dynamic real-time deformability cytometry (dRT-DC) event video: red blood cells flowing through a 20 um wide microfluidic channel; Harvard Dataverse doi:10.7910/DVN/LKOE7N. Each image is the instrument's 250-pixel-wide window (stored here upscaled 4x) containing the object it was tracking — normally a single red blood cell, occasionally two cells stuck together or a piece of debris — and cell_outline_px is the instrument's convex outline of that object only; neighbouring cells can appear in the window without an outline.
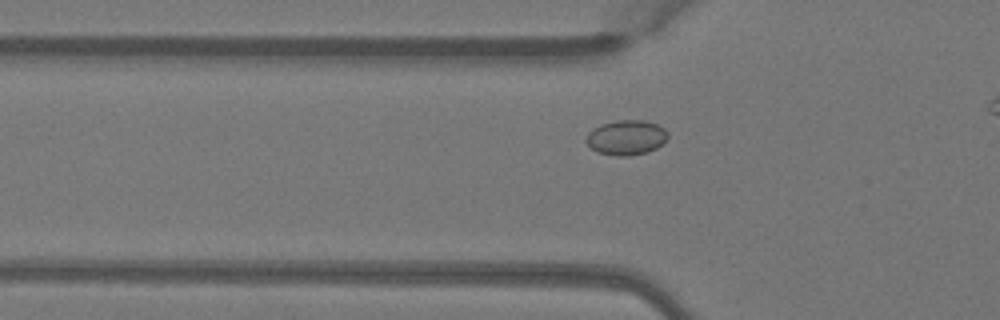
{"species": "Egyptian fruit bat (a non-hibernating species)", "species_latin": "Rousettus aegyptiacus", "temperature_condition": "warm", "stored_images_in_passage": 36, "camera_frame_rate_fps": 3000, "um_per_image_px": 0.085, "animal": {"sex": "female"}, "frame": {"image": 1, "passage_image": 11, "time_ms": 3.333, "image_size_px": [1000, 320], "cell_outline_px": [[668, 136], [656, 148], [648, 152], [628, 156], [616, 156], [596, 152], [584, 140], [588, 132], [592, 128], [600, 124], [616, 120], [644, 120], [656, 124], [664, 128], [668, 132]], "centroid_in_image_um": [53.19, 11.68], "position_along_channel_um": 72.6, "area_um2": 16.7}}
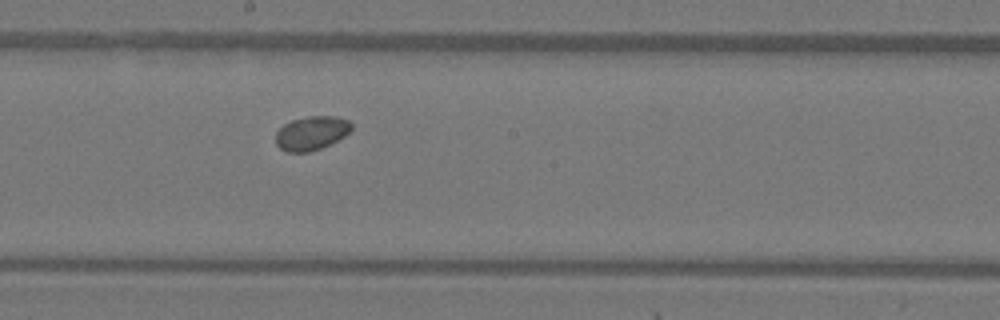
{"frame": {"image": 2, "passage_image": 22, "time_ms": 7.0, "image_size_px": [1000, 320], "cell_outline_px": [[352, 128], [344, 136], [320, 148], [308, 152], [288, 152], [280, 148], [276, 144], [276, 132], [284, 124], [292, 120], [308, 116], [336, 116], [348, 120], [352, 124]], "centroid_in_image_um": [26.46, 11.3], "position_along_channel_um": 221.7, "area_um2": 14.8}}
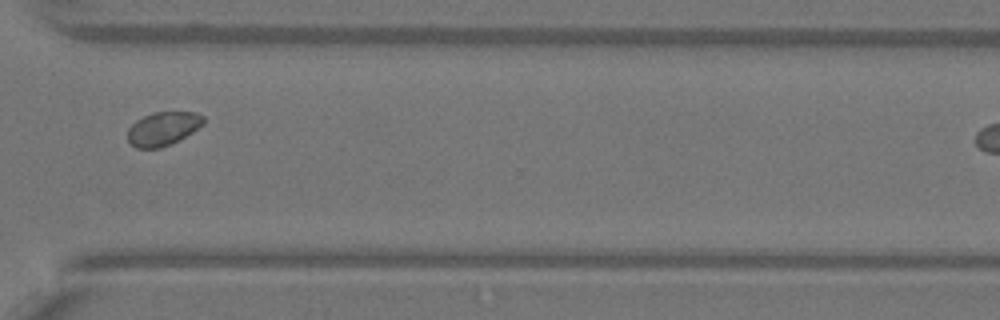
{"frame": {"image": 3, "passage_image": 32, "time_ms": 10.333, "image_size_px": [1000, 320], "cell_outline_px": [[204, 124], [192, 132], [172, 144], [160, 148], [136, 148], [128, 140], [128, 128], [136, 120], [152, 112], [196, 112], [204, 116]], "centroid_in_image_um": [13.86, 10.93], "position_along_channel_um": 356.7, "area_um2": 14.91}}